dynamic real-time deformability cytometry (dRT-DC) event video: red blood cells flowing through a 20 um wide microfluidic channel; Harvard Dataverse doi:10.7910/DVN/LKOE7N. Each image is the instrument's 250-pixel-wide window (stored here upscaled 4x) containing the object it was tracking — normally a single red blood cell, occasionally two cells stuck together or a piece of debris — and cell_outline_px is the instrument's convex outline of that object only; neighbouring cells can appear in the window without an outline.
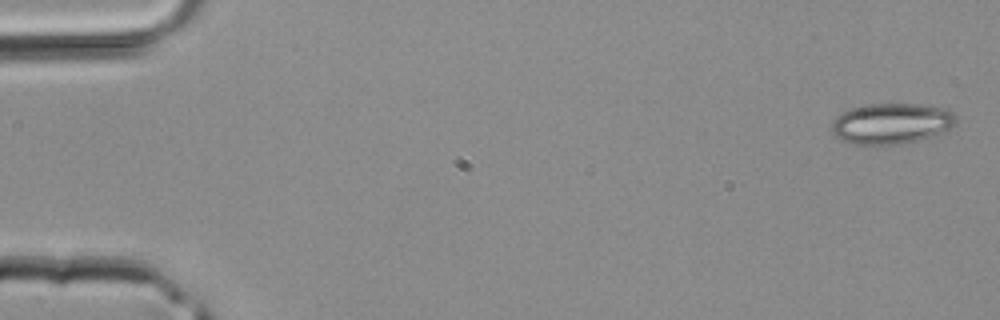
{"species": "common noctule bat (a hibernating species)", "species_latin": "Nyctalus noctula", "temperature_condition": "room temperature", "stored_images_in_passage": 5, "camera_frame_rate_fps": 3000, "um_per_image_px": 0.085, "animal": {"sex": "male", "body_mass_g": 20.4}, "frame": {"image": 1, "passage_image": 1, "time_ms": 0.0, "image_size_px": [1000, 320], "cell_outline_px": [[956, 120], [948, 128], [928, 136], [916, 140], [900, 144], [852, 144], [840, 140], [832, 132], [832, 120], [836, 116], [852, 108], [868, 104], [924, 104], [944, 108], [952, 112], [956, 116]], "centroid_in_image_um": [75.71, 10.48], "position_along_channel_um": 9.3, "area_um2": 29.07}}